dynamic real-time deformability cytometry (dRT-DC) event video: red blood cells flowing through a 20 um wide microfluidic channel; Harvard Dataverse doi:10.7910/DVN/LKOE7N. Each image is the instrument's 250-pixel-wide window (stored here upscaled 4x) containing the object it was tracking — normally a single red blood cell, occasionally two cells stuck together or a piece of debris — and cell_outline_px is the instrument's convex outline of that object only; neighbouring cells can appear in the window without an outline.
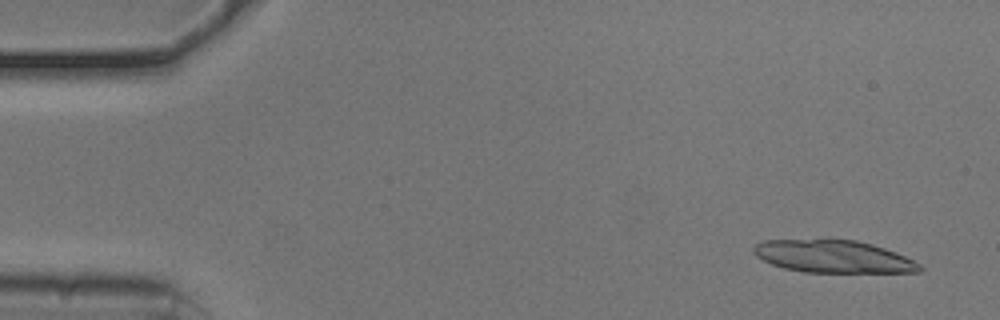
{"species": "common noctule bat (a hibernating species)", "species_latin": "Nyctalus noctula", "temperature_condition": "cold", "stored_images_in_passage": 22, "camera_frame_rate_fps": 3000, "um_per_image_px": 0.085, "animal": {"sex": "male", "body_mass_g": 20.5, "forearm_length_mm": 52.5}, "frame": {"image": 1, "passage_image": 3, "time_ms": 0.667, "image_size_px": [1000, 320], "cell_outline_px": [[924, 268], [920, 272], [804, 272], [784, 268], [772, 264], [756, 256], [752, 252], [752, 248], [756, 244], [764, 240], [856, 240], [872, 244], [884, 248], [904, 256], [920, 264]], "centroid_in_image_um": [70.82, 21.81], "position_along_channel_um": 14.2, "area_um2": 31.15}}
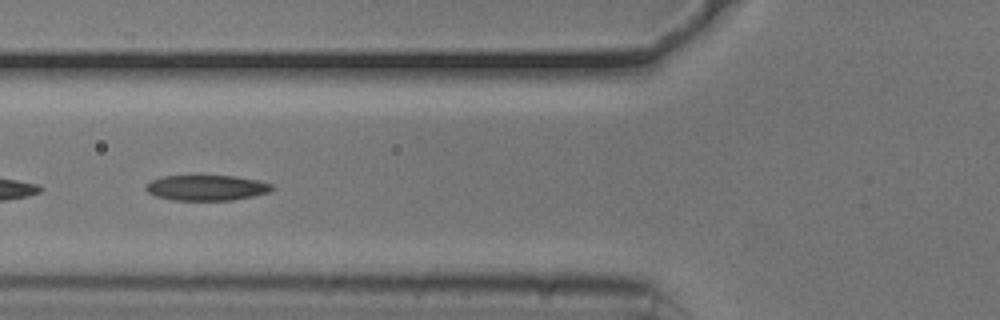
{"frame": {"image": 2, "passage_image": 20, "time_ms": 6.333, "image_size_px": [1000, 320], "cell_outline_px": [[276, 188], [268, 192], [252, 196], [232, 200], [172, 200], [156, 196], [148, 192], [144, 188], [152, 180], [164, 176], [236, 176], [256, 180], [272, 184]], "centroid_in_image_um": [17.57, 15.96], "position_along_channel_um": 108.2, "area_um2": 18.55}}